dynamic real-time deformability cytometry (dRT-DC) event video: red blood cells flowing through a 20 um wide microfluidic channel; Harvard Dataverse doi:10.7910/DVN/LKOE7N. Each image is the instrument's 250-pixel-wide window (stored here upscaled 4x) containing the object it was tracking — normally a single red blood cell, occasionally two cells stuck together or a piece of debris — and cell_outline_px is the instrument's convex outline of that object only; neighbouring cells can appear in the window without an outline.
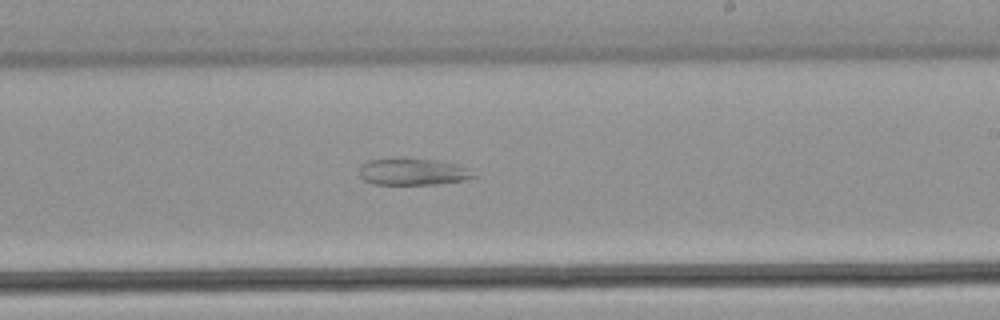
{"species": "common noctule bat (a hibernating species)", "species_latin": "Nyctalus noctula", "temperature_condition": "warm", "stored_images_in_passage": 54, "camera_frame_rate_fps": 3000, "um_per_image_px": 0.085, "animal": {"sex": "male", "body_mass_g": 21.5, "forearm_length_mm": 52.0}, "frame": {"image": 1, "passage_image": 33, "time_ms": 10.667, "image_size_px": [1000, 320], "cell_outline_px": [[480, 176], [464, 180], [436, 184], [372, 184], [364, 180], [360, 176], [360, 168], [368, 160], [400, 156], [436, 160], [456, 164], [468, 168]], "centroid_in_image_um": [35.11, 14.57], "position_along_channel_um": 253.9, "area_um2": 18.32}}
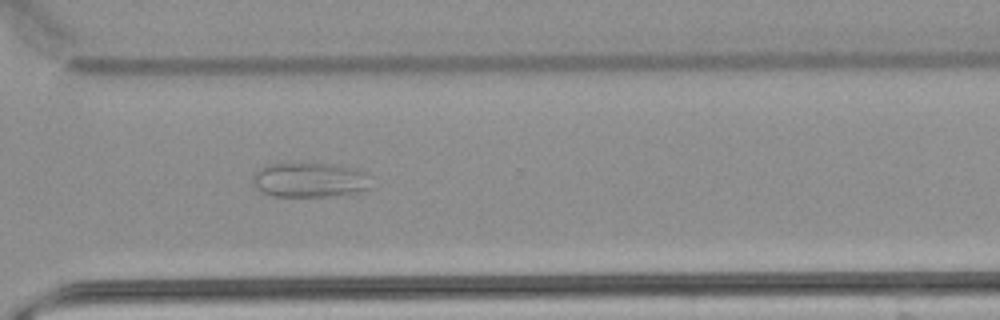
{"frame": {"image": 2, "passage_image": 40, "time_ms": 13.0, "image_size_px": [1000, 320], "cell_outline_px": [[372, 188], [356, 192], [324, 196], [272, 196], [264, 192], [252, 180], [252, 176], [260, 168], [268, 164], [288, 160], [304, 160], [344, 164], [368, 172], [372, 176]], "centroid_in_image_um": [26.42, 15.2], "position_along_channel_um": 344.2, "area_um2": 25.37}}
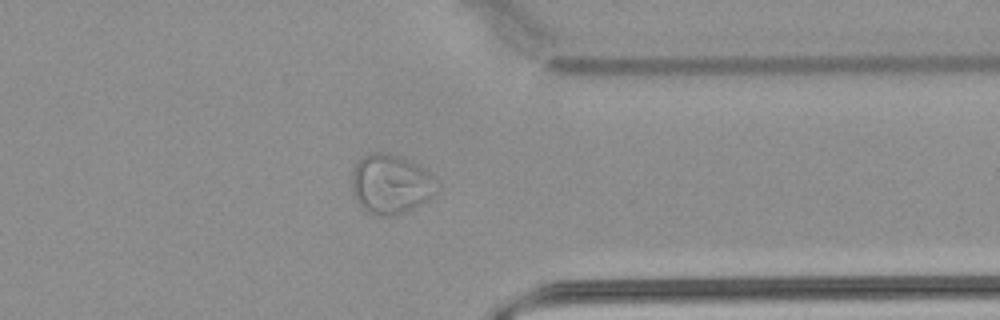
{"frame": {"image": 3, "passage_image": 43, "time_ms": 14.0, "image_size_px": [1000, 320], "cell_outline_px": [[440, 184], [436, 192], [428, 200], [412, 208], [392, 216], [376, 216], [360, 208], [352, 192], [352, 168], [360, 156], [372, 152], [384, 152], [400, 156], [420, 164]], "centroid_in_image_um": [33.19, 15.63], "position_along_channel_um": 378.2, "area_um2": 30.06}}